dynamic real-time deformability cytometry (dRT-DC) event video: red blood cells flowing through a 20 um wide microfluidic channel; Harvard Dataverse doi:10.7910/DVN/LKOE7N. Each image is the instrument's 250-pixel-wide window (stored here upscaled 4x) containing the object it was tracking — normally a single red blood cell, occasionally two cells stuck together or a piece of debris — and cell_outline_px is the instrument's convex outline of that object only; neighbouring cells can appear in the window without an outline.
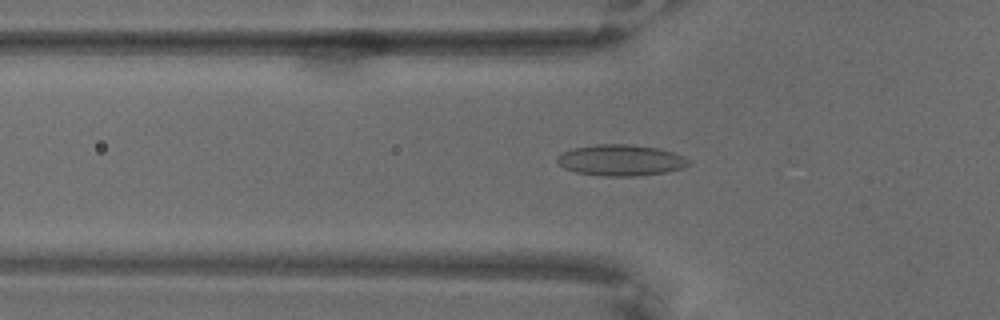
{"species": "common noctule bat (a hibernating species)", "species_latin": "Nyctalus noctula", "temperature_condition": "warm", "stored_images_in_passage": 67, "camera_frame_rate_fps": 3000, "um_per_image_px": 0.085, "animal": {"sex": "male", "body_mass_g": 18.8}, "frame": {"image": 1, "passage_image": 23, "time_ms": 7.333, "image_size_px": [1000, 320], "cell_outline_px": [[692, 164], [684, 168], [664, 172], [636, 176], [604, 176], [576, 172], [564, 168], [556, 160], [556, 156], [560, 152], [572, 148], [596, 144], [632, 144], [660, 148], [684, 156]], "centroid_in_image_um": [52.76, 13.61], "position_along_channel_um": 73.0, "area_um2": 24.1}}
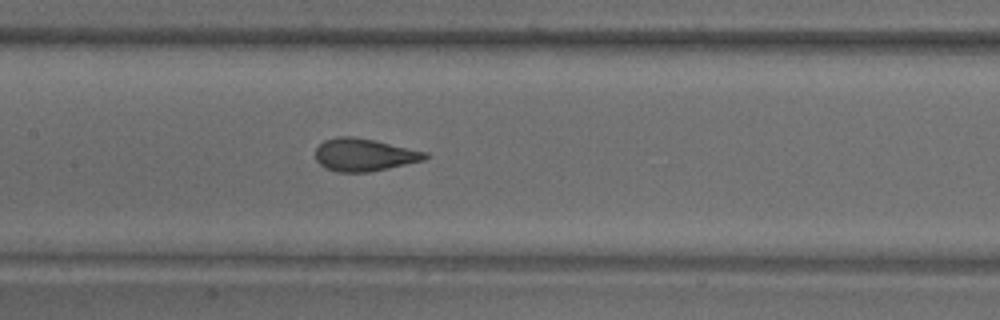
{"frame": {"image": 2, "passage_image": 33, "time_ms": 10.667, "image_size_px": [1000, 320], "cell_outline_px": [[428, 156], [424, 160], [388, 168], [368, 172], [336, 172], [324, 168], [316, 160], [316, 148], [324, 140], [336, 136], [352, 136], [376, 140], [428, 152]], "centroid_in_image_um": [30.94, 13.15], "position_along_channel_um": 176.5, "area_um2": 20.98}}
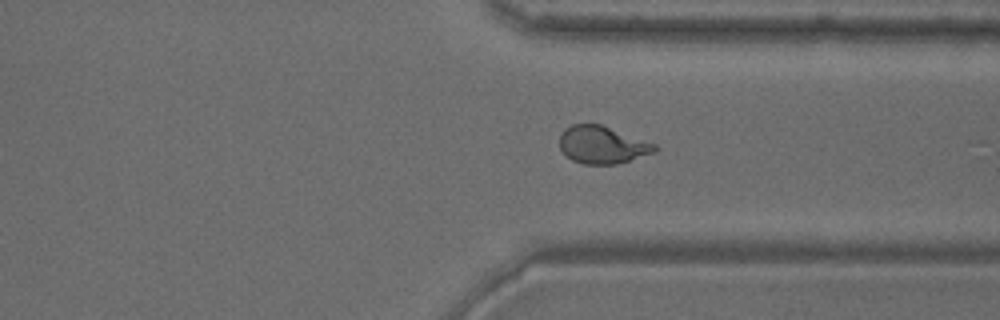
{"frame": {"image": 3, "passage_image": 51, "time_ms": 16.667, "image_size_px": [1000, 320], "cell_outline_px": [[660, 148], [656, 152], [616, 164], [584, 164], [572, 160], [560, 148], [560, 136], [564, 128], [572, 124], [600, 124], [656, 144]], "centroid_in_image_um": [51.21, 12.31], "position_along_channel_um": 360.2, "area_um2": 20.69}}